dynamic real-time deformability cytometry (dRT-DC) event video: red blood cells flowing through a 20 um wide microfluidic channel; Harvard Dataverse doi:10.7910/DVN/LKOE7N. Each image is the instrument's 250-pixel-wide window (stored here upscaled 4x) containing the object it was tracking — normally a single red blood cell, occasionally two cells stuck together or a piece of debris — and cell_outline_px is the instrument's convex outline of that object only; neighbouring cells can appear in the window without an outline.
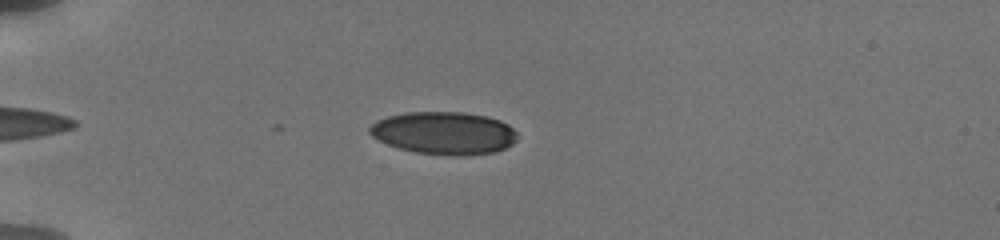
{"species": "human", "species_latin": "Homo sapiens", "temperature_condition": "cold", "stored_images_in_passage": 53, "camera_frame_rate_fps": 3000, "um_per_image_px": 0.085, "donor": {"sex": "male"}, "frame": {"image": 1, "passage_image": 7, "time_ms": 2.0, "image_size_px": [1000, 240], "cell_outline_px": [[516, 140], [512, 144], [496, 152], [464, 156], [448, 156], [416, 152], [400, 148], [388, 144], [372, 136], [368, 132], [368, 128], [376, 120], [388, 116], [404, 112], [464, 112], [488, 116], [500, 120], [508, 124], [516, 132]], "centroid_in_image_um": [37.75, 11.31], "position_along_channel_um": 47.3, "area_um2": 36.93}}
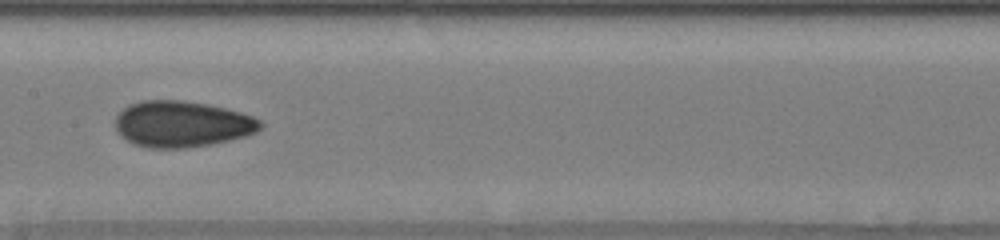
{"frame": {"image": 2, "passage_image": 22, "time_ms": 6.667, "image_size_px": [1000, 240], "cell_outline_px": [[264, 124], [256, 132], [244, 136], [212, 144], [184, 148], [152, 148], [136, 144], [128, 140], [116, 132], [116, 116], [128, 104], [144, 100], [184, 100], [208, 104], [240, 112], [252, 116], [260, 120]], "centroid_in_image_um": [15.47, 10.53], "position_along_channel_um": 191.9, "area_um2": 38.9}}
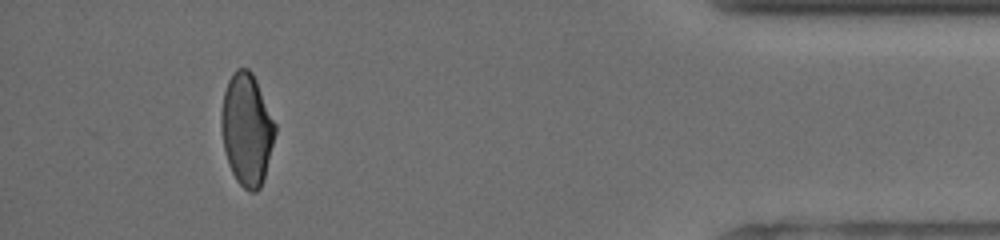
{"frame": {"image": 3, "passage_image": 50, "time_ms": 13.667, "image_size_px": [1000, 240], "cell_outline_px": [[276, 132], [264, 180], [260, 188], [256, 192], [248, 192], [236, 180], [228, 164], [224, 148], [220, 124], [220, 112], [224, 92], [228, 80], [232, 72], [236, 68], [248, 68], [252, 72], [256, 80], [276, 124]], "centroid_in_image_um": [20.97, 11.0], "position_along_channel_um": 414.2, "area_um2": 35.43}, "authors_computed_cell_mechanics": {"area_um2": 36.5874, "velocity_mm_per_s": 3.8403, "shape_relaxation_time_tau1_ms": 6.4165, "shape_relaxation_time_tau2_ms": 2.0734, "deformation_change_tau1": 0.1529, "deformation_change_tau2": 0.0642}}